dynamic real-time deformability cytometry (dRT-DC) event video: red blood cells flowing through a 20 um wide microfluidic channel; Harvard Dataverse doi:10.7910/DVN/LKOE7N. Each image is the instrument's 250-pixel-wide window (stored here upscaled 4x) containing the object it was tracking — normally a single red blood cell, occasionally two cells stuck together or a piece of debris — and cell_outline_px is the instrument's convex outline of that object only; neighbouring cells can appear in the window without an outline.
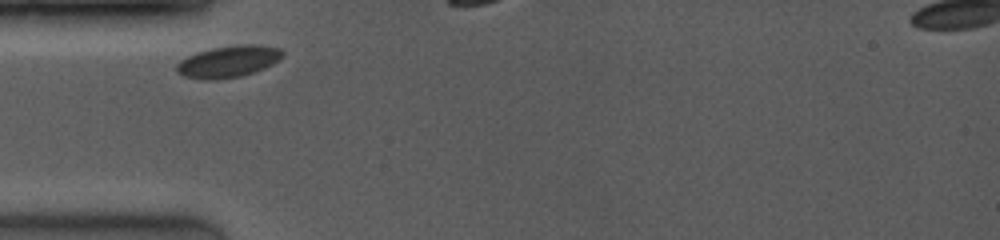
{"species": "common noctule bat (a hibernating species)", "species_latin": "Nyctalus noctula", "temperature_condition": "room temperature", "stored_images_in_passage": 7, "camera_frame_rate_fps": 4000, "um_per_image_px": 0.085, "animal": {"sex": "female", "body_mass_g": 19.0, "forearm_length_mm": 53.3}, "frame": {"image": 1, "passage_image": 1, "time_ms": 0.0, "image_size_px": [1000, 240], "cell_outline_px": [[284, 52], [276, 60], [252, 72], [240, 76], [212, 80], [184, 76], [176, 72], [176, 64], [180, 60], [196, 52], [212, 48], [240, 44], [256, 44], [280, 48]], "centroid_in_image_um": [19.34, 5.21], "position_along_channel_um": 65.7, "area_um2": 19.07}}